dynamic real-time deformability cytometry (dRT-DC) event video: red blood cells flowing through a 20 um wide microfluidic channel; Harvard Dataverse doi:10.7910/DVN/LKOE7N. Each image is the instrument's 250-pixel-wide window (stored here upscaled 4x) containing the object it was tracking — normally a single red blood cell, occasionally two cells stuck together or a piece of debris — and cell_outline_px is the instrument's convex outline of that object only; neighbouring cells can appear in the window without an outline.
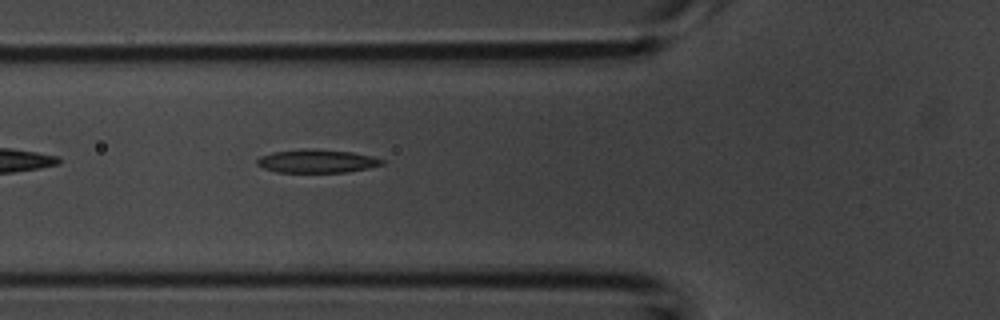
{"species": "common noctule bat (a hibernating species)", "species_latin": "Nyctalus noctula", "temperature_condition": "room temperature", "stored_images_in_passage": 39, "camera_frame_rate_fps": 3000, "um_per_image_px": 0.085, "animal": {"sex": "male", "body_mass_g": 20.1, "forearm_length_mm": 53.5}, "frame": {"image": 1, "passage_image": 4, "time_ms": 1.0, "image_size_px": [1000, 320], "cell_outline_px": [[384, 164], [368, 168], [344, 172], [276, 172], [264, 168], [256, 164], [256, 160], [260, 156], [272, 152], [304, 148], [308, 148], [352, 152], [372, 156], [384, 160]], "centroid_in_image_um": [26.91, 13.69], "position_along_channel_um": 98.9, "area_um2": 16.99}}
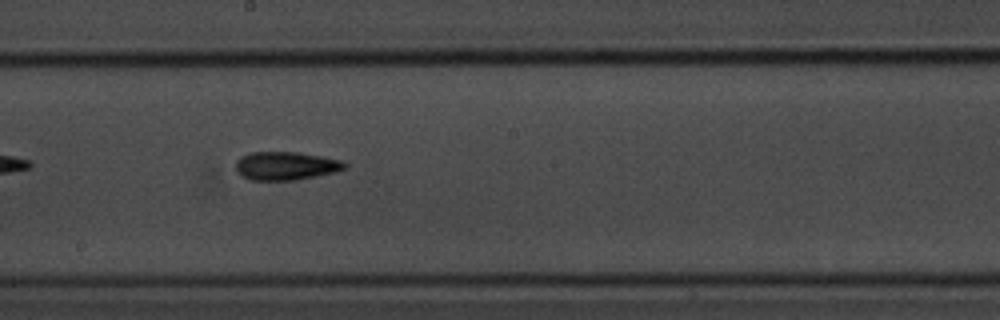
{"frame": {"image": 2, "passage_image": 14, "time_ms": 4.333, "image_size_px": [1000, 320], "cell_outline_px": [[348, 168], [336, 172], [296, 180], [252, 180], [236, 172], [236, 160], [240, 156], [252, 152], [296, 152], [344, 160], [348, 164]], "centroid_in_image_um": [24.33, 14.09], "position_along_channel_um": 223.9, "area_um2": 18.15}}
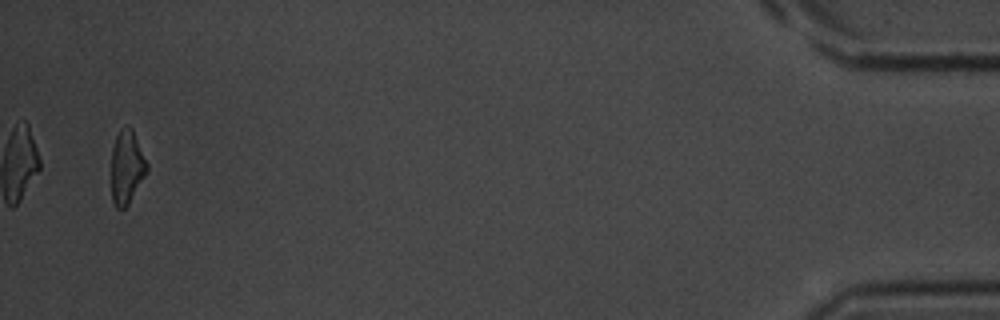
{"frame": {"image": 3, "passage_image": 37, "time_ms": 12.0, "image_size_px": [1000, 320], "cell_outline_px": [[148, 168], [144, 176], [128, 204], [124, 208], [116, 208], [112, 200], [112, 148], [116, 136], [120, 128], [128, 124], [132, 128], [148, 164]], "centroid_in_image_um": [10.77, 14.16], "position_along_channel_um": 424.4, "area_um2": 15.09}, "authors_computed_cell_mechanics": {"area_um2": 16.762, "velocity_mm_per_s": 3.7351, "shape_relaxation_time_tau1_ms": 4.8539, "shape_relaxation_time_tau2_ms": 5.4859, "deformation_change_tau1": 0.1401, "deformation_change_tau2": 0.1621}}